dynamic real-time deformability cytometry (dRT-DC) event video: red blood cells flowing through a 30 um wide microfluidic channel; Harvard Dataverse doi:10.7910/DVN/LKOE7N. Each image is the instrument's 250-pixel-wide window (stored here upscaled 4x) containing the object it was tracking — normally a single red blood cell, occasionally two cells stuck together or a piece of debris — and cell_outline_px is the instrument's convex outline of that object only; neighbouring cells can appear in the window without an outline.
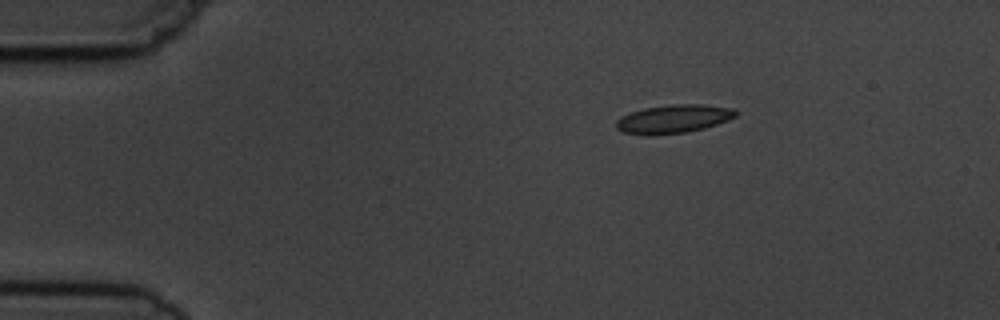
{"species": "common noctule bat (a hibernating species)", "species_latin": "Nyctalus noctula", "temperature_condition": "cold", "stored_images_in_passage": 3, "camera_frame_rate_fps": 3000, "um_per_image_px": 0.085, "animal": {"sex": "male", "body_mass_g": 19.5, "forearm_length_mm": 54.6}, "frame": {"image": 1, "passage_image": 1, "time_ms": 0.0, "image_size_px": [1000, 320], "cell_outline_px": [[736, 116], [728, 120], [704, 128], [688, 132], [624, 132], [616, 128], [616, 120], [620, 116], [644, 108], [672, 104], [704, 104], [732, 108], [736, 112]], "centroid_in_image_um": [57.3, 10.05], "position_along_channel_um": 27.7, "area_um2": 18.96}}